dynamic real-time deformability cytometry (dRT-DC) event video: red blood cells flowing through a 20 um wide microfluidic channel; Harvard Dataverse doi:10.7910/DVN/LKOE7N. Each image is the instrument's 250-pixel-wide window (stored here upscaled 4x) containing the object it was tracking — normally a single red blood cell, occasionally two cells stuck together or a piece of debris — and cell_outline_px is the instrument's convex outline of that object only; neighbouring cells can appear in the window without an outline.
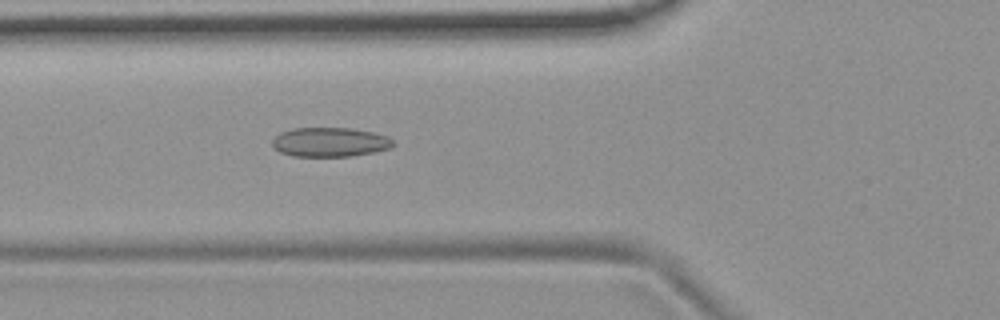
{"species": "common noctule bat (a hibernating species)", "species_latin": "Nyctalus noctula", "temperature_condition": "room temperature", "stored_images_in_passage": 39, "camera_frame_rate_fps": 3000, "um_per_image_px": 0.085, "animal": {"sex": "female", "body_mass_g": 19.9}, "frame": {"image": 1, "passage_image": 5, "time_ms": 1.333, "image_size_px": [1000, 320], "cell_outline_px": [[396, 144], [392, 148], [376, 152], [352, 156], [292, 156], [280, 152], [272, 144], [272, 140], [280, 132], [292, 128], [352, 128], [372, 132], [388, 136]], "centroid_in_image_um": [28.08, 12.08], "position_along_channel_um": 97.7, "area_um2": 20.81}}
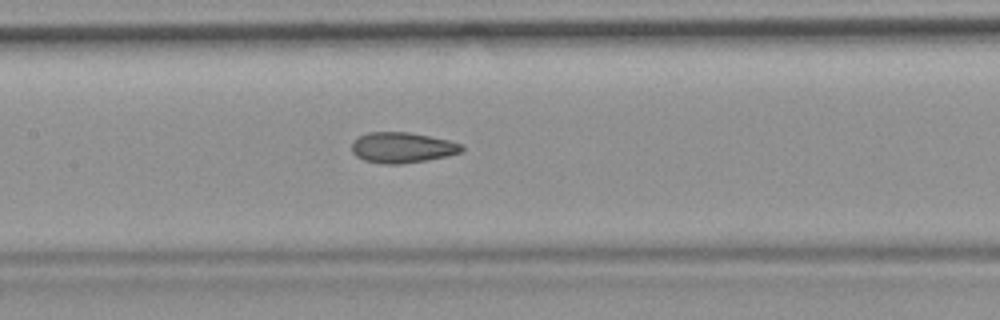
{"frame": {"image": 2, "passage_image": 11, "time_ms": 3.333, "image_size_px": [1000, 320], "cell_outline_px": [[464, 148], [460, 152], [428, 160], [400, 164], [384, 164], [364, 160], [356, 156], [352, 152], [352, 140], [368, 132], [408, 132], [448, 140], [464, 144]], "centroid_in_image_um": [34.17, 12.54], "position_along_channel_um": 173.2, "area_um2": 19.54}}
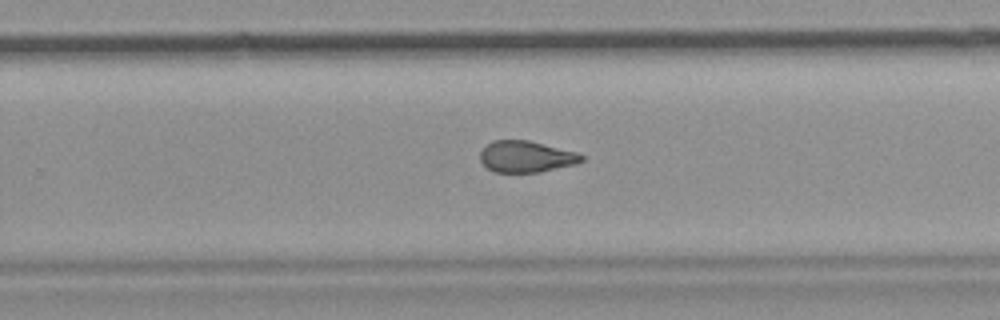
{"frame": {"image": 3, "passage_image": 20, "time_ms": 6.333, "image_size_px": [1000, 320], "cell_outline_px": [[584, 160], [576, 164], [540, 172], [496, 172], [488, 168], [480, 160], [480, 152], [492, 140], [528, 140], [576, 152], [584, 156]], "centroid_in_image_um": [44.73, 13.31], "position_along_channel_um": 285.1, "area_um2": 18.44}, "authors_computed_cell_mechanics": {"area_um2": 19.7098, "velocity_mm_per_s": 3.7506, "shape_relaxation_time_tau1_ms": null, "shape_relaxation_time_tau2_ms": 2.2017, "deformation_change_tau1": null, "deformation_change_tau2": 0.0878}}